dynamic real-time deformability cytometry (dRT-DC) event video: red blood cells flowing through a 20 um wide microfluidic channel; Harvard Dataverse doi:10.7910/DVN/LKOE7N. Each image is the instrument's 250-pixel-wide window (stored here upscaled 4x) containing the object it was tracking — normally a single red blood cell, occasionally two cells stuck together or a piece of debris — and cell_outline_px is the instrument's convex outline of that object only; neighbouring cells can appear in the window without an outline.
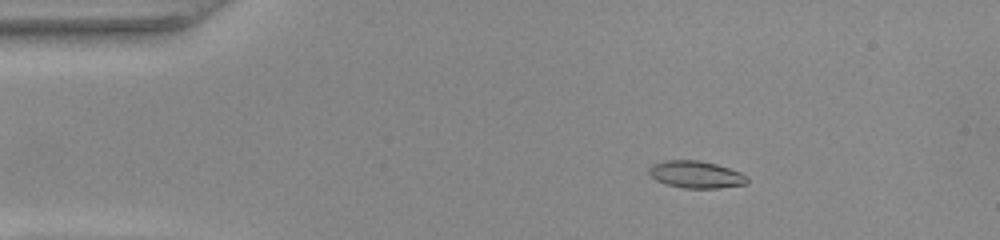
{"species": "common noctule bat (a hibernating species)", "species_latin": "Nyctalus noctula", "temperature_condition": "warm", "stored_images_in_passage": 51, "camera_frame_rate_fps": 3000, "um_per_image_px": 0.085, "animal": {"sex": "female", "body_mass_g": 22.0, "forearm_length_mm": 56.7}, "frame": {"image": 1, "passage_image": 9, "time_ms": 2.667, "image_size_px": [1000, 240], "cell_outline_px": [[748, 184], [720, 188], [684, 188], [668, 184], [656, 180], [648, 172], [648, 168], [652, 164], [664, 160], [700, 160], [716, 164], [740, 172], [748, 176]], "centroid_in_image_um": [59.17, 14.83], "position_along_channel_um": 25.8, "area_um2": 15.61}}
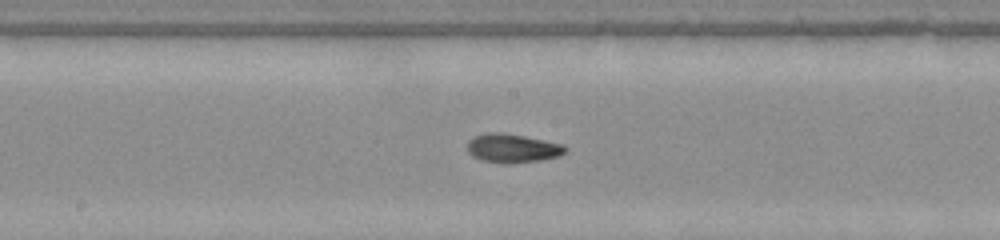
{"frame": {"image": 2, "passage_image": 27, "time_ms": 8.667, "image_size_px": [1000, 240], "cell_outline_px": [[568, 148], [560, 156], [540, 160], [508, 164], [480, 160], [472, 156], [468, 152], [468, 140], [476, 136], [488, 132], [500, 132], [524, 136], [564, 144]], "centroid_in_image_um": [43.57, 12.6], "position_along_channel_um": 204.6, "area_um2": 16.47}}
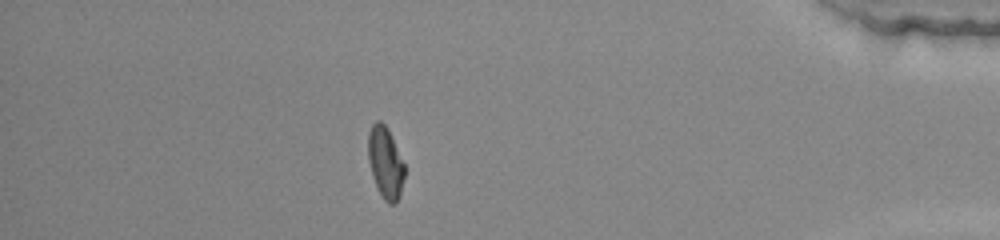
{"frame": {"image": 3, "passage_image": 45, "time_ms": 14.667, "image_size_px": [1000, 240], "cell_outline_px": [[404, 176], [400, 196], [396, 204], [388, 204], [384, 200], [372, 176], [368, 160], [368, 132], [372, 124], [376, 120], [380, 120], [388, 128], [404, 164]], "centroid_in_image_um": [32.75, 13.81], "position_along_channel_um": 402.5, "area_um2": 15.2}, "authors_computed_cell_mechanics": {"area_um2": 15.317, "velocity_mm_per_s": 4.0562, "shape_relaxation_time_tau1_ms": null, "shape_relaxation_time_tau2_ms": 2.7967, "deformation_change_tau1": null, "deformation_change_tau2": 0.078}}